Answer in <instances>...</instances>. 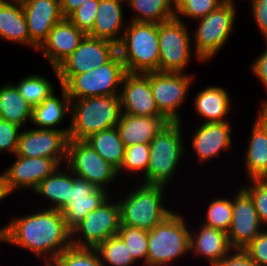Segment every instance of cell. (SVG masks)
Returning <instances> with one entry per match:
<instances>
[{
    "label": "cell",
    "instance_id": "1",
    "mask_svg": "<svg viewBox=\"0 0 267 266\" xmlns=\"http://www.w3.org/2000/svg\"><path fill=\"white\" fill-rule=\"evenodd\" d=\"M38 210L30 215L16 216L1 227L0 242L26 249L40 261L51 263L71 246V231L59 210L43 207Z\"/></svg>",
    "mask_w": 267,
    "mask_h": 266
},
{
    "label": "cell",
    "instance_id": "2",
    "mask_svg": "<svg viewBox=\"0 0 267 266\" xmlns=\"http://www.w3.org/2000/svg\"><path fill=\"white\" fill-rule=\"evenodd\" d=\"M182 126V122L167 123L149 143V166L143 178L140 177L143 180L140 183L169 187L180 161L187 154Z\"/></svg>",
    "mask_w": 267,
    "mask_h": 266
},
{
    "label": "cell",
    "instance_id": "3",
    "mask_svg": "<svg viewBox=\"0 0 267 266\" xmlns=\"http://www.w3.org/2000/svg\"><path fill=\"white\" fill-rule=\"evenodd\" d=\"M122 115L120 96H97L71 100L68 138L85 140L90 135L114 128Z\"/></svg>",
    "mask_w": 267,
    "mask_h": 266
},
{
    "label": "cell",
    "instance_id": "4",
    "mask_svg": "<svg viewBox=\"0 0 267 266\" xmlns=\"http://www.w3.org/2000/svg\"><path fill=\"white\" fill-rule=\"evenodd\" d=\"M118 53L128 73L159 71L158 23L128 21Z\"/></svg>",
    "mask_w": 267,
    "mask_h": 266
},
{
    "label": "cell",
    "instance_id": "5",
    "mask_svg": "<svg viewBox=\"0 0 267 266\" xmlns=\"http://www.w3.org/2000/svg\"><path fill=\"white\" fill-rule=\"evenodd\" d=\"M137 186L118 200L120 222L149 231L173 211L164 205L165 186L143 183H137Z\"/></svg>",
    "mask_w": 267,
    "mask_h": 266
},
{
    "label": "cell",
    "instance_id": "6",
    "mask_svg": "<svg viewBox=\"0 0 267 266\" xmlns=\"http://www.w3.org/2000/svg\"><path fill=\"white\" fill-rule=\"evenodd\" d=\"M185 222L181 213L173 211L148 231L147 266H168L190 252L191 227Z\"/></svg>",
    "mask_w": 267,
    "mask_h": 266
},
{
    "label": "cell",
    "instance_id": "7",
    "mask_svg": "<svg viewBox=\"0 0 267 266\" xmlns=\"http://www.w3.org/2000/svg\"><path fill=\"white\" fill-rule=\"evenodd\" d=\"M236 5L225 1L216 10L197 21L193 32V52L204 62L212 60L235 32Z\"/></svg>",
    "mask_w": 267,
    "mask_h": 266
},
{
    "label": "cell",
    "instance_id": "8",
    "mask_svg": "<svg viewBox=\"0 0 267 266\" xmlns=\"http://www.w3.org/2000/svg\"><path fill=\"white\" fill-rule=\"evenodd\" d=\"M126 73L124 63L117 53L108 63L74 75L63 87L70 100L117 96Z\"/></svg>",
    "mask_w": 267,
    "mask_h": 266
},
{
    "label": "cell",
    "instance_id": "9",
    "mask_svg": "<svg viewBox=\"0 0 267 266\" xmlns=\"http://www.w3.org/2000/svg\"><path fill=\"white\" fill-rule=\"evenodd\" d=\"M189 27L182 20L172 18L158 23L159 71L186 73L191 57L203 62L197 54H192V39Z\"/></svg>",
    "mask_w": 267,
    "mask_h": 266
},
{
    "label": "cell",
    "instance_id": "10",
    "mask_svg": "<svg viewBox=\"0 0 267 266\" xmlns=\"http://www.w3.org/2000/svg\"><path fill=\"white\" fill-rule=\"evenodd\" d=\"M120 209L118 201L108 199L94 211L86 214L71 230V246L96 248L120 229Z\"/></svg>",
    "mask_w": 267,
    "mask_h": 266
},
{
    "label": "cell",
    "instance_id": "11",
    "mask_svg": "<svg viewBox=\"0 0 267 266\" xmlns=\"http://www.w3.org/2000/svg\"><path fill=\"white\" fill-rule=\"evenodd\" d=\"M117 53L118 45L114 42L86 35L71 55L51 68L59 85L64 86L74 75L108 63Z\"/></svg>",
    "mask_w": 267,
    "mask_h": 266
},
{
    "label": "cell",
    "instance_id": "12",
    "mask_svg": "<svg viewBox=\"0 0 267 266\" xmlns=\"http://www.w3.org/2000/svg\"><path fill=\"white\" fill-rule=\"evenodd\" d=\"M65 165L76 176L86 179L97 188L107 191L109 190V184L116 181L117 177L119 179L117 168L105 161L84 140L69 139Z\"/></svg>",
    "mask_w": 267,
    "mask_h": 266
},
{
    "label": "cell",
    "instance_id": "13",
    "mask_svg": "<svg viewBox=\"0 0 267 266\" xmlns=\"http://www.w3.org/2000/svg\"><path fill=\"white\" fill-rule=\"evenodd\" d=\"M193 79H195V76L187 72H149L151 90L156 106L169 122H183L178 111L186 101V95L193 86Z\"/></svg>",
    "mask_w": 267,
    "mask_h": 266
},
{
    "label": "cell",
    "instance_id": "14",
    "mask_svg": "<svg viewBox=\"0 0 267 266\" xmlns=\"http://www.w3.org/2000/svg\"><path fill=\"white\" fill-rule=\"evenodd\" d=\"M14 156L15 161L3 171L8 195L14 191H34L46 177L61 166L54 158Z\"/></svg>",
    "mask_w": 267,
    "mask_h": 266
},
{
    "label": "cell",
    "instance_id": "15",
    "mask_svg": "<svg viewBox=\"0 0 267 266\" xmlns=\"http://www.w3.org/2000/svg\"><path fill=\"white\" fill-rule=\"evenodd\" d=\"M68 135L62 130L32 128L21 130L15 155L54 158L60 165L67 160Z\"/></svg>",
    "mask_w": 267,
    "mask_h": 266
},
{
    "label": "cell",
    "instance_id": "16",
    "mask_svg": "<svg viewBox=\"0 0 267 266\" xmlns=\"http://www.w3.org/2000/svg\"><path fill=\"white\" fill-rule=\"evenodd\" d=\"M236 193L232 196V221L227 235L233 249L243 250L265 227L260 222L254 201L249 193L242 186Z\"/></svg>",
    "mask_w": 267,
    "mask_h": 266
},
{
    "label": "cell",
    "instance_id": "17",
    "mask_svg": "<svg viewBox=\"0 0 267 266\" xmlns=\"http://www.w3.org/2000/svg\"><path fill=\"white\" fill-rule=\"evenodd\" d=\"M109 196L111 194L107 190L97 188L70 170V200L60 210L67 228L71 231L87 213L101 206L110 198Z\"/></svg>",
    "mask_w": 267,
    "mask_h": 266
},
{
    "label": "cell",
    "instance_id": "18",
    "mask_svg": "<svg viewBox=\"0 0 267 266\" xmlns=\"http://www.w3.org/2000/svg\"><path fill=\"white\" fill-rule=\"evenodd\" d=\"M122 113L134 116H163L153 98L149 72L126 73L120 87Z\"/></svg>",
    "mask_w": 267,
    "mask_h": 266
},
{
    "label": "cell",
    "instance_id": "19",
    "mask_svg": "<svg viewBox=\"0 0 267 266\" xmlns=\"http://www.w3.org/2000/svg\"><path fill=\"white\" fill-rule=\"evenodd\" d=\"M200 123L191 137V147L199 163L220 157L221 151L231 149L233 141L231 121Z\"/></svg>",
    "mask_w": 267,
    "mask_h": 266
},
{
    "label": "cell",
    "instance_id": "20",
    "mask_svg": "<svg viewBox=\"0 0 267 266\" xmlns=\"http://www.w3.org/2000/svg\"><path fill=\"white\" fill-rule=\"evenodd\" d=\"M86 35L68 18H63L54 25L37 52H42L43 57L56 68L75 51Z\"/></svg>",
    "mask_w": 267,
    "mask_h": 266
},
{
    "label": "cell",
    "instance_id": "21",
    "mask_svg": "<svg viewBox=\"0 0 267 266\" xmlns=\"http://www.w3.org/2000/svg\"><path fill=\"white\" fill-rule=\"evenodd\" d=\"M26 17L29 38L39 48L54 25L64 17L60 0H21Z\"/></svg>",
    "mask_w": 267,
    "mask_h": 266
},
{
    "label": "cell",
    "instance_id": "22",
    "mask_svg": "<svg viewBox=\"0 0 267 266\" xmlns=\"http://www.w3.org/2000/svg\"><path fill=\"white\" fill-rule=\"evenodd\" d=\"M201 226L194 233L190 231V252L197 257L207 260L210 266H215L233 248L231 247L228 235L225 231L211 228L200 223Z\"/></svg>",
    "mask_w": 267,
    "mask_h": 266
},
{
    "label": "cell",
    "instance_id": "23",
    "mask_svg": "<svg viewBox=\"0 0 267 266\" xmlns=\"http://www.w3.org/2000/svg\"><path fill=\"white\" fill-rule=\"evenodd\" d=\"M124 3L125 0H99L94 26L87 35L106 39L118 45L128 23L124 21Z\"/></svg>",
    "mask_w": 267,
    "mask_h": 266
},
{
    "label": "cell",
    "instance_id": "24",
    "mask_svg": "<svg viewBox=\"0 0 267 266\" xmlns=\"http://www.w3.org/2000/svg\"><path fill=\"white\" fill-rule=\"evenodd\" d=\"M0 38L4 41L38 47L30 40L21 0H0Z\"/></svg>",
    "mask_w": 267,
    "mask_h": 266
},
{
    "label": "cell",
    "instance_id": "25",
    "mask_svg": "<svg viewBox=\"0 0 267 266\" xmlns=\"http://www.w3.org/2000/svg\"><path fill=\"white\" fill-rule=\"evenodd\" d=\"M169 123L164 116H134L122 113L116 126L125 147L137 143L149 144Z\"/></svg>",
    "mask_w": 267,
    "mask_h": 266
},
{
    "label": "cell",
    "instance_id": "26",
    "mask_svg": "<svg viewBox=\"0 0 267 266\" xmlns=\"http://www.w3.org/2000/svg\"><path fill=\"white\" fill-rule=\"evenodd\" d=\"M60 88L61 99L53 93L41 104L32 108L31 123L38 129L62 130L68 135L71 124L67 128L56 127L64 121V117L68 115L67 113L71 114V100L66 89L61 85Z\"/></svg>",
    "mask_w": 267,
    "mask_h": 266
},
{
    "label": "cell",
    "instance_id": "27",
    "mask_svg": "<svg viewBox=\"0 0 267 266\" xmlns=\"http://www.w3.org/2000/svg\"><path fill=\"white\" fill-rule=\"evenodd\" d=\"M228 91L220 86H207L194 98L195 112L205 120L202 123L226 122L232 109Z\"/></svg>",
    "mask_w": 267,
    "mask_h": 266
},
{
    "label": "cell",
    "instance_id": "28",
    "mask_svg": "<svg viewBox=\"0 0 267 266\" xmlns=\"http://www.w3.org/2000/svg\"><path fill=\"white\" fill-rule=\"evenodd\" d=\"M245 151V170L248 178H267V134L254 120Z\"/></svg>",
    "mask_w": 267,
    "mask_h": 266
},
{
    "label": "cell",
    "instance_id": "29",
    "mask_svg": "<svg viewBox=\"0 0 267 266\" xmlns=\"http://www.w3.org/2000/svg\"><path fill=\"white\" fill-rule=\"evenodd\" d=\"M63 167L64 171L61 165L34 190L35 195L49 201H45L48 206L44 208L60 211L70 200V169L66 165Z\"/></svg>",
    "mask_w": 267,
    "mask_h": 266
},
{
    "label": "cell",
    "instance_id": "30",
    "mask_svg": "<svg viewBox=\"0 0 267 266\" xmlns=\"http://www.w3.org/2000/svg\"><path fill=\"white\" fill-rule=\"evenodd\" d=\"M31 118L32 107L19 93L15 83L9 81L0 85V119L23 128Z\"/></svg>",
    "mask_w": 267,
    "mask_h": 266
},
{
    "label": "cell",
    "instance_id": "31",
    "mask_svg": "<svg viewBox=\"0 0 267 266\" xmlns=\"http://www.w3.org/2000/svg\"><path fill=\"white\" fill-rule=\"evenodd\" d=\"M135 14L130 21L160 23L175 17V0H125Z\"/></svg>",
    "mask_w": 267,
    "mask_h": 266
},
{
    "label": "cell",
    "instance_id": "32",
    "mask_svg": "<svg viewBox=\"0 0 267 266\" xmlns=\"http://www.w3.org/2000/svg\"><path fill=\"white\" fill-rule=\"evenodd\" d=\"M107 162L119 168L125 153V145L116 127L90 135L84 140Z\"/></svg>",
    "mask_w": 267,
    "mask_h": 266
},
{
    "label": "cell",
    "instance_id": "33",
    "mask_svg": "<svg viewBox=\"0 0 267 266\" xmlns=\"http://www.w3.org/2000/svg\"><path fill=\"white\" fill-rule=\"evenodd\" d=\"M53 85L51 80L41 74H28L15 86L27 103L34 108L55 93Z\"/></svg>",
    "mask_w": 267,
    "mask_h": 266
},
{
    "label": "cell",
    "instance_id": "34",
    "mask_svg": "<svg viewBox=\"0 0 267 266\" xmlns=\"http://www.w3.org/2000/svg\"><path fill=\"white\" fill-rule=\"evenodd\" d=\"M95 250L103 266H134L137 263L119 235L110 237Z\"/></svg>",
    "mask_w": 267,
    "mask_h": 266
},
{
    "label": "cell",
    "instance_id": "35",
    "mask_svg": "<svg viewBox=\"0 0 267 266\" xmlns=\"http://www.w3.org/2000/svg\"><path fill=\"white\" fill-rule=\"evenodd\" d=\"M150 150L149 144L137 143L125 147V153L120 167L117 169L118 175L136 174V176L147 172L149 166ZM140 174V175H139Z\"/></svg>",
    "mask_w": 267,
    "mask_h": 266
},
{
    "label": "cell",
    "instance_id": "36",
    "mask_svg": "<svg viewBox=\"0 0 267 266\" xmlns=\"http://www.w3.org/2000/svg\"><path fill=\"white\" fill-rule=\"evenodd\" d=\"M203 225L225 231L230 229L233 212V201L229 198H214L209 202Z\"/></svg>",
    "mask_w": 267,
    "mask_h": 266
},
{
    "label": "cell",
    "instance_id": "37",
    "mask_svg": "<svg viewBox=\"0 0 267 266\" xmlns=\"http://www.w3.org/2000/svg\"><path fill=\"white\" fill-rule=\"evenodd\" d=\"M118 235L123 239L133 259L142 266H147L148 231L137 227L120 225Z\"/></svg>",
    "mask_w": 267,
    "mask_h": 266
},
{
    "label": "cell",
    "instance_id": "38",
    "mask_svg": "<svg viewBox=\"0 0 267 266\" xmlns=\"http://www.w3.org/2000/svg\"><path fill=\"white\" fill-rule=\"evenodd\" d=\"M51 263L54 266H103L94 248L75 246L63 250Z\"/></svg>",
    "mask_w": 267,
    "mask_h": 266
},
{
    "label": "cell",
    "instance_id": "39",
    "mask_svg": "<svg viewBox=\"0 0 267 266\" xmlns=\"http://www.w3.org/2000/svg\"><path fill=\"white\" fill-rule=\"evenodd\" d=\"M226 0H175V18L198 20L216 10Z\"/></svg>",
    "mask_w": 267,
    "mask_h": 266
},
{
    "label": "cell",
    "instance_id": "40",
    "mask_svg": "<svg viewBox=\"0 0 267 266\" xmlns=\"http://www.w3.org/2000/svg\"><path fill=\"white\" fill-rule=\"evenodd\" d=\"M249 184L242 186L254 201L260 222L267 228V178L249 179Z\"/></svg>",
    "mask_w": 267,
    "mask_h": 266
},
{
    "label": "cell",
    "instance_id": "41",
    "mask_svg": "<svg viewBox=\"0 0 267 266\" xmlns=\"http://www.w3.org/2000/svg\"><path fill=\"white\" fill-rule=\"evenodd\" d=\"M99 0H87L67 18L80 30L88 34L96 18Z\"/></svg>",
    "mask_w": 267,
    "mask_h": 266
},
{
    "label": "cell",
    "instance_id": "42",
    "mask_svg": "<svg viewBox=\"0 0 267 266\" xmlns=\"http://www.w3.org/2000/svg\"><path fill=\"white\" fill-rule=\"evenodd\" d=\"M21 129L18 125L0 119V153L7 151L15 155Z\"/></svg>",
    "mask_w": 267,
    "mask_h": 266
},
{
    "label": "cell",
    "instance_id": "43",
    "mask_svg": "<svg viewBox=\"0 0 267 266\" xmlns=\"http://www.w3.org/2000/svg\"><path fill=\"white\" fill-rule=\"evenodd\" d=\"M243 250L258 266H267V230L264 228Z\"/></svg>",
    "mask_w": 267,
    "mask_h": 266
},
{
    "label": "cell",
    "instance_id": "44",
    "mask_svg": "<svg viewBox=\"0 0 267 266\" xmlns=\"http://www.w3.org/2000/svg\"><path fill=\"white\" fill-rule=\"evenodd\" d=\"M251 12L258 29L267 41V0H251Z\"/></svg>",
    "mask_w": 267,
    "mask_h": 266
},
{
    "label": "cell",
    "instance_id": "45",
    "mask_svg": "<svg viewBox=\"0 0 267 266\" xmlns=\"http://www.w3.org/2000/svg\"><path fill=\"white\" fill-rule=\"evenodd\" d=\"M265 44L266 49H264L263 52L256 59H254V61H252V64H250V69L252 74H254L257 79H260V81L267 88V41H265ZM259 106H267V98L261 100Z\"/></svg>",
    "mask_w": 267,
    "mask_h": 266
},
{
    "label": "cell",
    "instance_id": "46",
    "mask_svg": "<svg viewBox=\"0 0 267 266\" xmlns=\"http://www.w3.org/2000/svg\"><path fill=\"white\" fill-rule=\"evenodd\" d=\"M215 266H258L249 255L241 249H233Z\"/></svg>",
    "mask_w": 267,
    "mask_h": 266
},
{
    "label": "cell",
    "instance_id": "47",
    "mask_svg": "<svg viewBox=\"0 0 267 266\" xmlns=\"http://www.w3.org/2000/svg\"><path fill=\"white\" fill-rule=\"evenodd\" d=\"M87 0H60V9L64 18L78 9Z\"/></svg>",
    "mask_w": 267,
    "mask_h": 266
},
{
    "label": "cell",
    "instance_id": "48",
    "mask_svg": "<svg viewBox=\"0 0 267 266\" xmlns=\"http://www.w3.org/2000/svg\"><path fill=\"white\" fill-rule=\"evenodd\" d=\"M260 109L257 111V117L255 121L262 127L267 134V106H259Z\"/></svg>",
    "mask_w": 267,
    "mask_h": 266
},
{
    "label": "cell",
    "instance_id": "49",
    "mask_svg": "<svg viewBox=\"0 0 267 266\" xmlns=\"http://www.w3.org/2000/svg\"><path fill=\"white\" fill-rule=\"evenodd\" d=\"M9 197L8 193L6 192L5 189V184H4V174L3 172L0 173V202L5 198Z\"/></svg>",
    "mask_w": 267,
    "mask_h": 266
},
{
    "label": "cell",
    "instance_id": "50",
    "mask_svg": "<svg viewBox=\"0 0 267 266\" xmlns=\"http://www.w3.org/2000/svg\"><path fill=\"white\" fill-rule=\"evenodd\" d=\"M227 1H230V2H233V3H235V4H236L235 0H227ZM250 1H251V0H250Z\"/></svg>",
    "mask_w": 267,
    "mask_h": 266
}]
</instances>
